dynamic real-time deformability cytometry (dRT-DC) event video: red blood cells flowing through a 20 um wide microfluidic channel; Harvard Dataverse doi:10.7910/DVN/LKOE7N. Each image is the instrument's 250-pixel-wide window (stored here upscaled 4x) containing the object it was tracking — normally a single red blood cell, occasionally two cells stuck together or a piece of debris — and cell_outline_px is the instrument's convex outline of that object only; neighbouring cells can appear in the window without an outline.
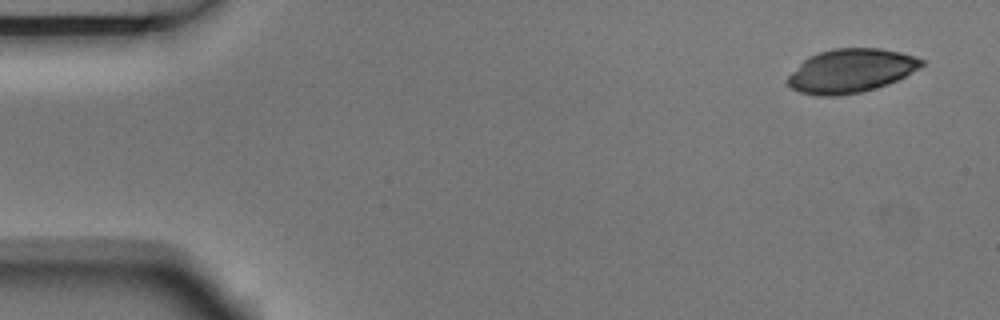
{"species": "Egyptian fruit bat (a non-hibernating species)", "species_latin": "Rousettus aegyptiacus", "temperature_condition": "room temperature", "stored_images_in_passage": 5, "camera_frame_rate_fps": 3000, "um_per_image_px": 0.085, "animal": {"sex": "male"}, "frame": {"image": 1, "passage_image": 1, "time_ms": 0.0, "image_size_px": [1000, 320], "cell_outline_px": [[924, 64], [920, 68], [888, 84], [876, 88], [860, 92], [840, 96], [820, 96], [800, 92], [792, 88], [788, 84], [788, 76], [808, 56], [832, 48], [880, 48], [900, 52], [924, 60]], "centroid_in_image_um": [72.33, 6.02], "position_along_channel_um": 12.7, "area_um2": 33.93}}
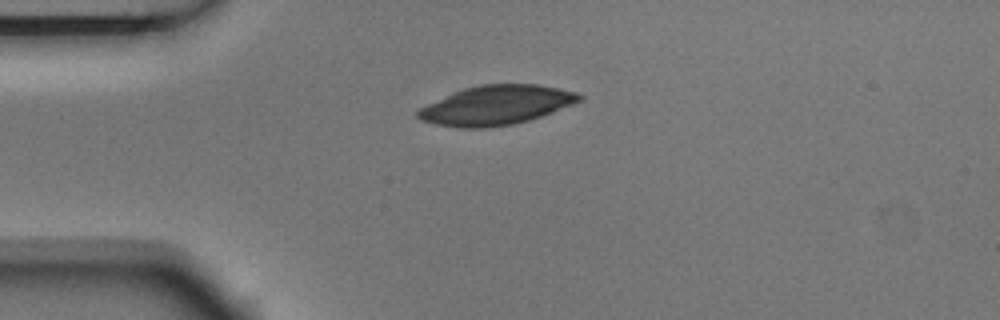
{"frame": {"image": 2, "passage_image": 4, "time_ms": 1.0, "image_size_px": [1000, 320], "cell_outline_px": [[584, 100], [552, 112], [528, 120], [512, 124], [484, 128], [460, 128], [436, 124], [420, 120], [416, 116], [416, 112], [420, 108], [452, 92], [464, 88], [480, 84], [536, 84], [576, 92], [584, 96]], "centroid_in_image_um": [42.17, 8.94], "position_along_channel_um": 42.8, "area_um2": 36.88}}